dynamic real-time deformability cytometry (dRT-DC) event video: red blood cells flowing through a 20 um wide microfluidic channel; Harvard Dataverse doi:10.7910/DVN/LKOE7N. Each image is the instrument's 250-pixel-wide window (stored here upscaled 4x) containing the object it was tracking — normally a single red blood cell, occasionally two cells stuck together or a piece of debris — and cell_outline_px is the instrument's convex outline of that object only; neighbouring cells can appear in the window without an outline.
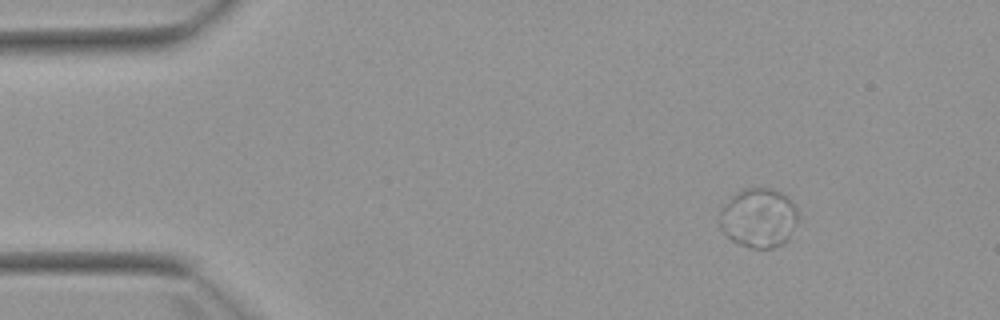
{"species": "Egyptian fruit bat (a non-hibernating species)", "species_latin": "Rousettus aegyptiacus", "temperature_condition": "warm", "stored_images_in_passage": 5, "camera_frame_rate_fps": 3000, "um_per_image_px": 0.085, "animal": {"sex": "female"}, "frame": {"image": 1, "passage_image": 1, "time_ms": 0.0, "image_size_px": [1000, 320], "cell_outline_px": [[796, 224], [788, 240], [784, 244], [772, 248], [752, 248], [740, 244], [732, 240], [720, 228], [720, 208], [732, 196], [744, 188], [768, 188], [780, 192], [788, 196], [796, 208]], "centroid_in_image_um": [64.48, 18.52], "position_along_channel_um": 20.5, "area_um2": 27.05}}
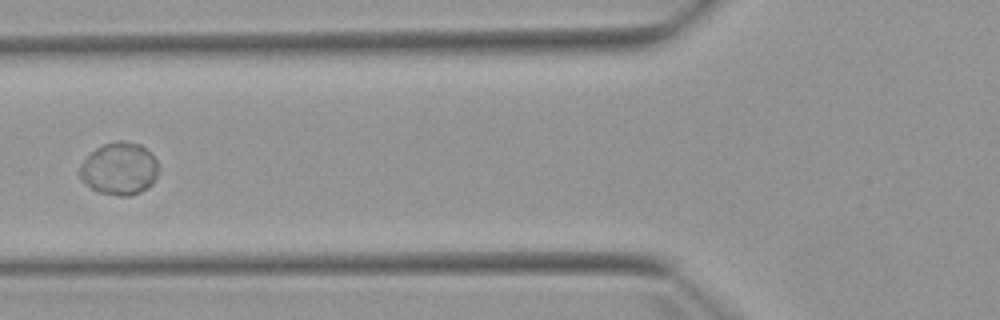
{"frame": {"image": 2, "passage_image": 4, "time_ms": 4.667, "image_size_px": [1000, 320], "cell_outline_px": [[156, 176], [152, 184], [140, 192], [132, 196], [120, 196], [100, 192], [92, 188], [80, 176], [80, 168], [84, 160], [96, 148], [104, 144], [120, 140], [124, 140], [140, 144], [156, 160]], "centroid_in_image_um": [10.15, 14.34], "position_along_channel_um": 115.7, "area_um2": 23.52}}
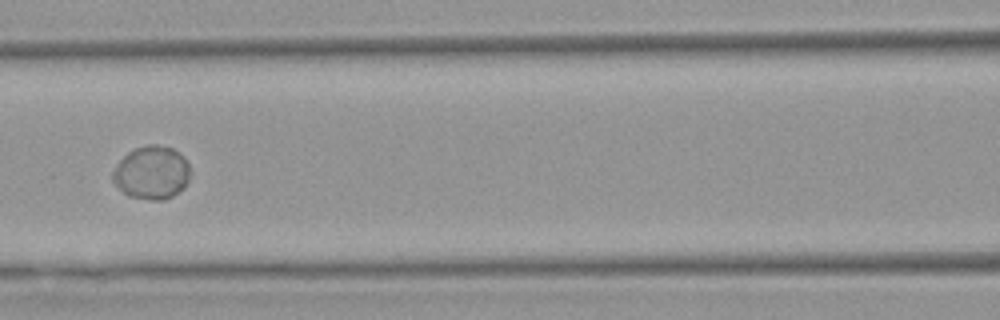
{"frame": {"image": 3, "passage_image": 5, "time_ms": 5.667, "image_size_px": [1000, 320], "cell_outline_px": [[188, 180], [172, 196], [164, 200], [148, 200], [128, 196], [112, 180], [112, 172], [116, 164], [128, 152], [136, 148], [148, 144], [156, 144], [172, 148], [180, 152], [184, 156], [188, 164]], "centroid_in_image_um": [12.86, 14.66], "position_along_channel_um": 153.7, "area_um2": 23.81}}